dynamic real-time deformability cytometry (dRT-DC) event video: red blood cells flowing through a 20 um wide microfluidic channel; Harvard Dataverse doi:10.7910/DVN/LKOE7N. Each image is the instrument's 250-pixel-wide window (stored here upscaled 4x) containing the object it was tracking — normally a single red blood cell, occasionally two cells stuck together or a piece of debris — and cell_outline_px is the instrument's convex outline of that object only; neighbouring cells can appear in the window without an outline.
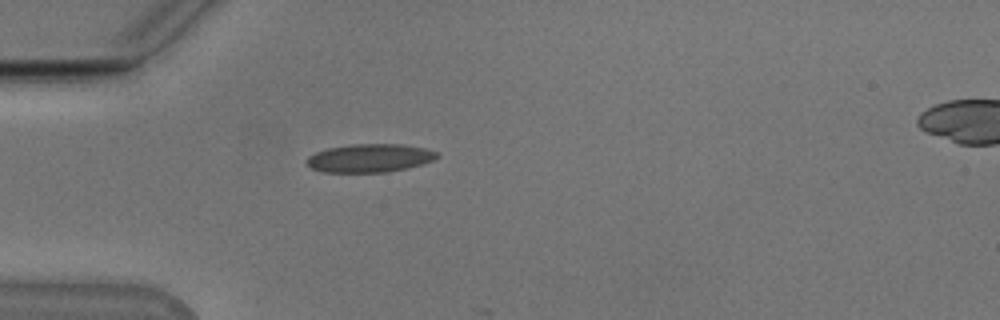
{"species": "Egyptian fruit bat (a non-hibernating species)", "species_latin": "Rousettus aegyptiacus", "temperature_condition": "cold", "stored_images_in_passage": 4, "camera_frame_rate_fps": 3000, "um_per_image_px": 0.085, "animal": {"sex": "male"}, "frame": {"image": 1, "passage_image": 1, "time_ms": 0.0, "image_size_px": [1000, 320], "cell_outline_px": [[440, 156], [424, 164], [408, 168], [388, 172], [324, 172], [312, 168], [304, 164], [304, 160], [308, 156], [316, 152], [328, 148], [352, 144], [400, 144], [424, 148], [436, 152]], "centroid_in_image_um": [31.4, 13.44], "position_along_channel_um": 53.6, "area_um2": 21.62}}